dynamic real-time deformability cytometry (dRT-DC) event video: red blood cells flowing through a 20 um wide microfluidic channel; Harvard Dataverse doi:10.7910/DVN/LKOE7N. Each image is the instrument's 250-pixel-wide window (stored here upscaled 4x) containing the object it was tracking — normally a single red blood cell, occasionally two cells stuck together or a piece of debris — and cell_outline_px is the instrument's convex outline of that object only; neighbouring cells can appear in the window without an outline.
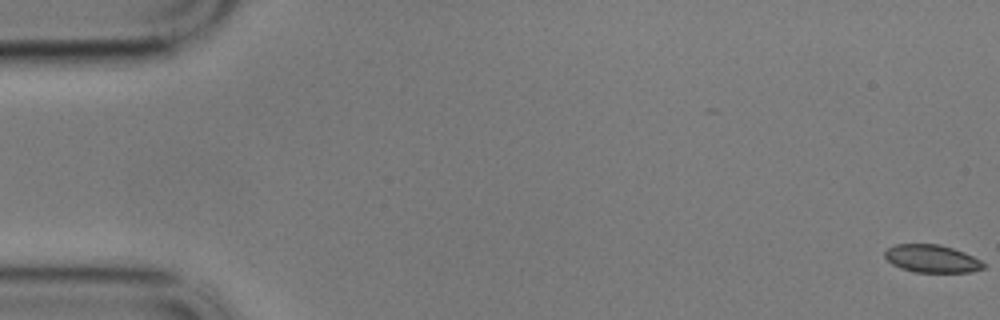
{"species": "common noctule bat (a hibernating species)", "species_latin": "Nyctalus noctula", "temperature_condition": "cold", "stored_images_in_passage": 23, "camera_frame_rate_fps": 3000, "um_per_image_px": 0.085, "animal": {"sex": "male", "body_mass_g": 17.9}, "frame": {"image": 1, "passage_image": 1, "time_ms": 0.0, "image_size_px": [1000, 320], "cell_outline_px": [[984, 268], [968, 272], [916, 272], [900, 268], [892, 264], [884, 256], [884, 252], [888, 248], [896, 244], [940, 244], [964, 252], [980, 260], [984, 264]], "centroid_in_image_um": [79.18, 21.98], "position_along_channel_um": 5.8, "area_um2": 15.84}}
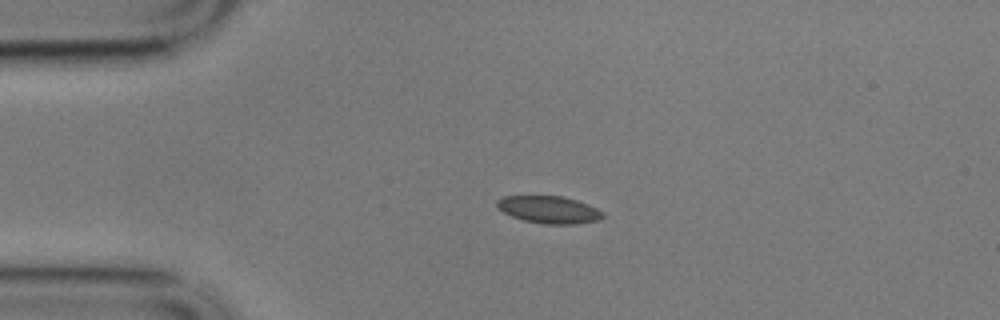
{"frame": {"image": 2, "passage_image": 14, "time_ms": 4.333, "image_size_px": [1000, 320], "cell_outline_px": [[604, 216], [600, 220], [576, 224], [544, 224], [524, 220], [512, 216], [496, 208], [496, 200], [504, 196], [560, 196], [576, 200], [588, 204], [604, 212]], "centroid_in_image_um": [46.67, 17.82], "position_along_channel_um": 38.3, "area_um2": 16.88}}